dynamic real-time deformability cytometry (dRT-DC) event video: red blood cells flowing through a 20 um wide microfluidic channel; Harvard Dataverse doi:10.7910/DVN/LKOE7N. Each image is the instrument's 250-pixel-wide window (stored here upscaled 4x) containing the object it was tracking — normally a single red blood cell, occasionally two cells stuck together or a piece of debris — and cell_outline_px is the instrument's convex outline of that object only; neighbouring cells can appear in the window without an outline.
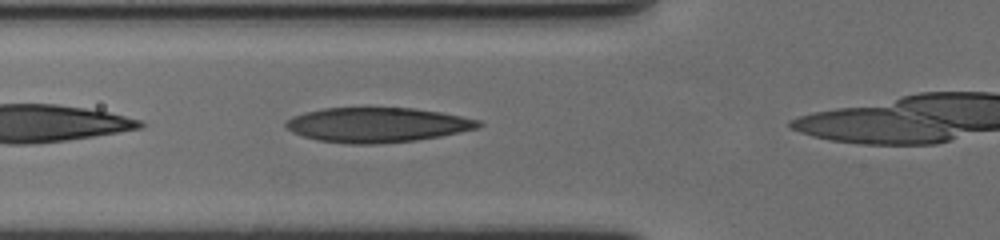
{"species": "human", "species_latin": "Homo sapiens", "temperature_condition": "cold", "stored_images_in_passage": 10, "camera_frame_rate_fps": 3000, "um_per_image_px": 0.085, "donor": {"sex": "female"}, "frame": {"image": 1, "passage_image": 5, "time_ms": 1.333, "image_size_px": [1000, 240], "cell_outline_px": [[484, 124], [476, 128], [460, 132], [440, 136], [416, 140], [376, 144], [348, 144], [316, 140], [292, 132], [284, 124], [284, 120], [292, 116], [304, 112], [324, 108], [368, 104], [416, 108], [440, 112], [480, 120]], "centroid_in_image_um": [32.01, 10.56], "position_along_channel_um": 93.8, "area_um2": 40.4}}
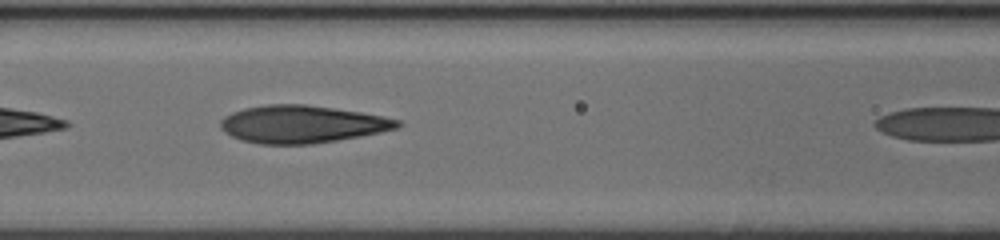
{"frame": {"image": 2, "passage_image": 9, "time_ms": 2.667, "image_size_px": [1000, 240], "cell_outline_px": [[400, 124], [396, 128], [380, 132], [360, 136], [312, 144], [260, 144], [240, 140], [224, 132], [220, 128], [220, 120], [224, 116], [232, 112], [244, 108], [264, 104], [304, 104], [360, 112], [384, 116], [400, 120]], "centroid_in_image_um": [25.61, 10.55], "position_along_channel_um": 141.0, "area_um2": 38.67}}